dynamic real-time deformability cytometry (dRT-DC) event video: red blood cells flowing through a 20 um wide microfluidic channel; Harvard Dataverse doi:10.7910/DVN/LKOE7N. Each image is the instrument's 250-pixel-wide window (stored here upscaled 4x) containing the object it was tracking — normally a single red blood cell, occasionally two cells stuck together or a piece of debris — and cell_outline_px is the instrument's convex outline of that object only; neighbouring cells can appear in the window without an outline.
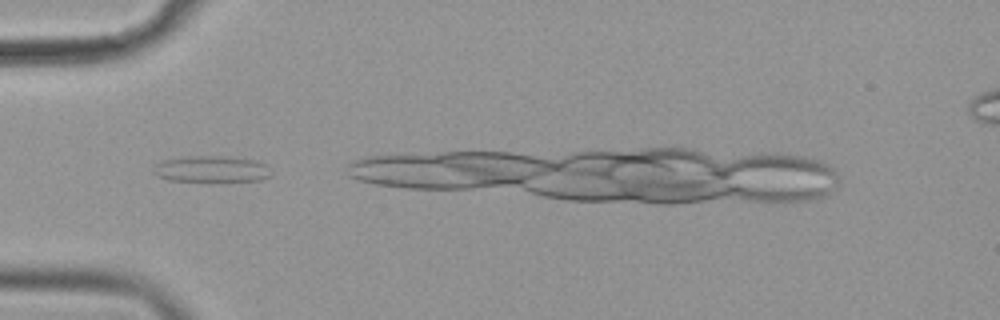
{"species": "common noctule bat (a hibernating species)", "species_latin": "Nyctalus noctula", "temperature_condition": "cold", "stored_images_in_passage": 29, "camera_frame_rate_fps": 3000, "um_per_image_px": 0.085, "animal": {"sex": "female", "body_mass_g": 19.9}, "frame": {"image": 1, "passage_image": 6, "time_ms": 1.667, "image_size_px": [1000, 320], "cell_outline_px": [[268, 176], [260, 180], [168, 180], [156, 176], [152, 172], [152, 168], [156, 164], [164, 160], [184, 156], [224, 156], [256, 160], [264, 164]], "centroid_in_image_um": [17.85, 14.35], "position_along_channel_um": 67.1, "area_um2": 17.51}}
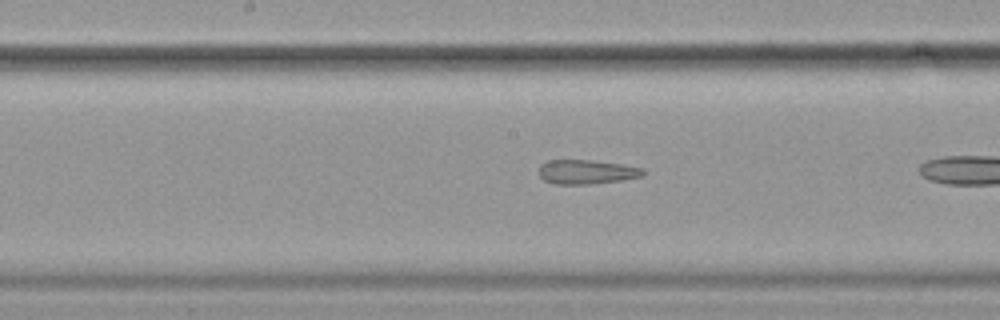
{"frame": {"image": 2, "passage_image": 17, "time_ms": 5.333, "image_size_px": [1000, 320], "cell_outline_px": [[644, 176], [620, 180], [588, 184], [556, 184], [544, 180], [540, 176], [540, 164], [548, 160], [592, 160], [620, 164], [644, 168]], "centroid_in_image_um": [49.86, 14.6], "position_along_channel_um": 198.3, "area_um2": 14.62}}
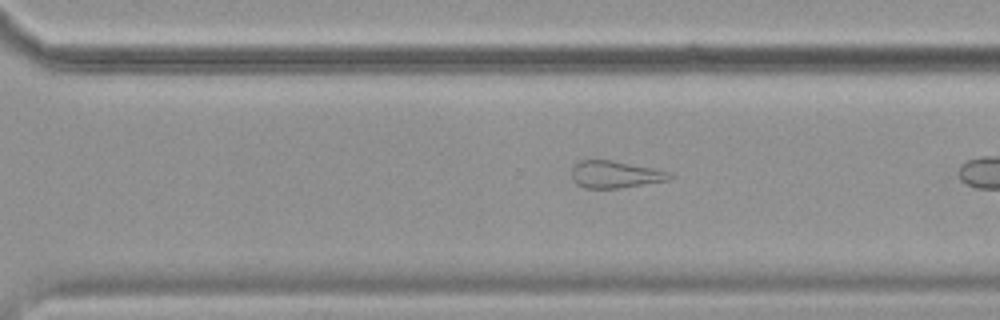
{"frame": {"image": 3, "passage_image": 27, "time_ms": 8.667, "image_size_px": [1000, 320], "cell_outline_px": [[676, 176], [668, 180], [620, 188], [584, 188], [576, 184], [572, 180], [572, 168], [580, 160], [612, 160], [672, 172]], "centroid_in_image_um": [52.3, 14.83], "position_along_channel_um": 318.3, "area_um2": 15.55}}